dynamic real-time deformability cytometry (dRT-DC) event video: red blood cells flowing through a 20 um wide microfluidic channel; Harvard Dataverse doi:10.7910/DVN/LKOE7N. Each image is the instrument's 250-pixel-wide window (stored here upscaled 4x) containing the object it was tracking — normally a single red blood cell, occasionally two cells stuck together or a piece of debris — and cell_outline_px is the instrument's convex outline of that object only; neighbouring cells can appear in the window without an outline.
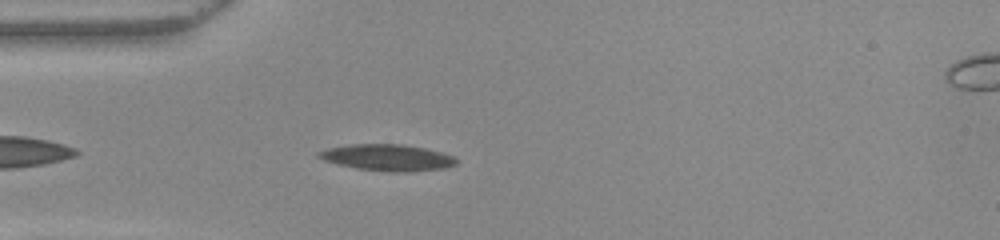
{"species": "common noctule bat (a hibernating species)", "species_latin": "Nyctalus noctula", "temperature_condition": "warm", "stored_images_in_passage": 42, "camera_frame_rate_fps": 3000, "um_per_image_px": 0.085, "animal": {"sex": "female", "body_mass_g": 22.0, "forearm_length_mm": 56.7}, "frame": {"image": 1, "passage_image": 3, "time_ms": 0.667, "image_size_px": [1000, 240], "cell_outline_px": [[456, 164], [444, 168], [412, 172], [388, 172], [356, 168], [324, 160], [316, 156], [316, 152], [328, 148], [352, 144], [400, 144], [424, 148], [440, 152], [452, 156], [456, 160]], "centroid_in_image_um": [32.91, 13.4], "position_along_channel_um": 52.1, "area_um2": 21.04}}
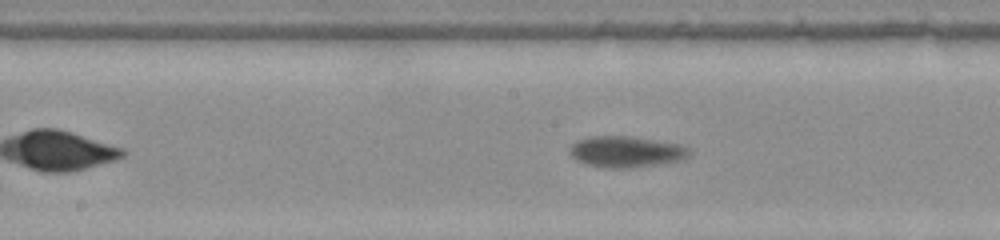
{"frame": {"image": 2, "passage_image": 15, "time_ms": 4.667, "image_size_px": [1000, 240], "cell_outline_px": [[692, 152], [688, 156], [680, 160], [632, 168], [604, 168], [584, 164], [576, 160], [568, 152], [568, 148], [572, 144], [580, 140], [592, 136], [628, 136], [680, 144], [688, 148]], "centroid_in_image_um": [53.18, 12.91], "position_along_channel_um": 195.0, "area_um2": 21.68}}
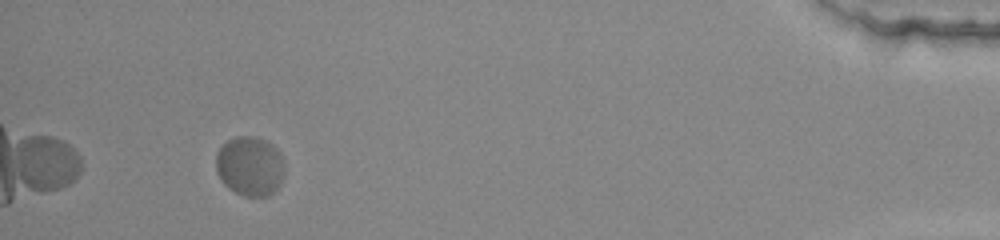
{"frame": {"image": 3, "passage_image": 38, "time_ms": 12.333, "image_size_px": [1000, 240], "cell_outline_px": [[284, 176], [280, 184], [268, 196], [244, 196], [228, 188], [220, 180], [216, 172], [216, 152], [228, 140], [236, 136], [252, 136], [264, 140], [272, 144], [280, 152], [284, 160]], "centroid_in_image_um": [21.25, 14.12], "position_along_channel_um": 414.0, "area_um2": 23.99}, "authors_computed_cell_mechanics": {"area_um2": 21.7617, "velocity_mm_per_s": 3.7694, "shape_relaxation_time_tau1_ms": 3.295, "shape_relaxation_time_tau2_ms": null, "deformation_change_tau1": 0.1503, "deformation_change_tau2": null}}